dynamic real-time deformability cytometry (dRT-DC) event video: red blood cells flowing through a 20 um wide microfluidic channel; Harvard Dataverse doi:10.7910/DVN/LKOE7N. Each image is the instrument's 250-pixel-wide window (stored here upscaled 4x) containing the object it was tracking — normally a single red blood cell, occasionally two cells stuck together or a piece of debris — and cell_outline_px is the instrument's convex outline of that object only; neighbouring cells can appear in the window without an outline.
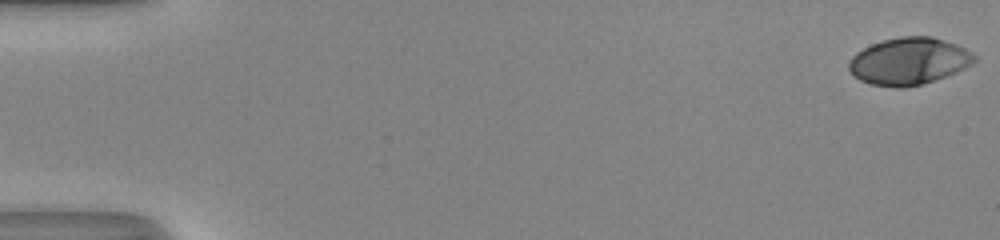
{"species": "human", "species_latin": "Homo sapiens", "temperature_condition": "room temperature", "stored_images_in_passage": 52, "camera_frame_rate_fps": 3000, "um_per_image_px": 0.085, "donor": {"sex": "male"}, "frame": {"image": 1, "passage_image": 1, "time_ms": 0.0, "image_size_px": [1000, 240], "cell_outline_px": [[976, 60], [972, 64], [956, 72], [920, 84], [904, 88], [896, 88], [872, 84], [860, 80], [848, 68], [848, 60], [856, 52], [872, 44], [884, 40], [900, 36], [932, 36], [956, 44], [972, 52], [976, 56]], "centroid_in_image_um": [77.25, 5.19], "position_along_channel_um": 7.8, "area_um2": 34.22}}
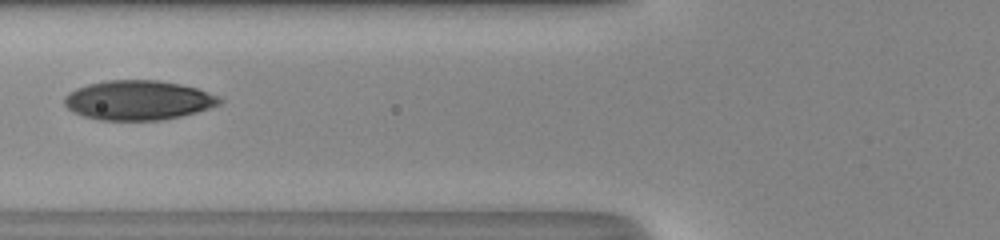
{"frame": {"image": 2, "passage_image": 22, "time_ms": 7.0, "image_size_px": [1000, 240], "cell_outline_px": [[224, 100], [220, 104], [196, 112], [180, 116], [160, 120], [100, 120], [84, 116], [72, 112], [64, 104], [64, 96], [68, 92], [76, 88], [88, 84], [108, 80], [160, 80], [180, 84], [196, 88], [216, 96]], "centroid_in_image_um": [11.71, 8.52], "position_along_channel_um": 114.1, "area_um2": 35.66}}
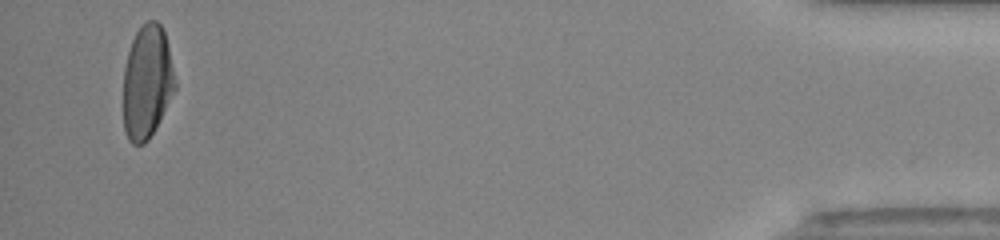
{"frame": {"image": 3, "passage_image": 50, "time_ms": 16.333, "image_size_px": [1000, 240], "cell_outline_px": [[176, 88], [156, 128], [148, 140], [144, 144], [132, 144], [128, 140], [124, 128], [124, 68], [128, 52], [132, 40], [140, 24], [148, 20], [156, 20], [160, 24], [164, 32], [176, 80]], "centroid_in_image_um": [12.5, 6.97], "position_along_channel_um": 422.7, "area_um2": 34.28}, "authors_computed_cell_mechanics": {"area_um2": 35.1713, "velocity_mm_per_s": 4.1692, "shape_relaxation_time_tau1_ms": 5.9798, "shape_relaxation_time_tau2_ms": 0.7461, "deformation_change_tau1": 0.2418, "deformation_change_tau2": 0.046}}